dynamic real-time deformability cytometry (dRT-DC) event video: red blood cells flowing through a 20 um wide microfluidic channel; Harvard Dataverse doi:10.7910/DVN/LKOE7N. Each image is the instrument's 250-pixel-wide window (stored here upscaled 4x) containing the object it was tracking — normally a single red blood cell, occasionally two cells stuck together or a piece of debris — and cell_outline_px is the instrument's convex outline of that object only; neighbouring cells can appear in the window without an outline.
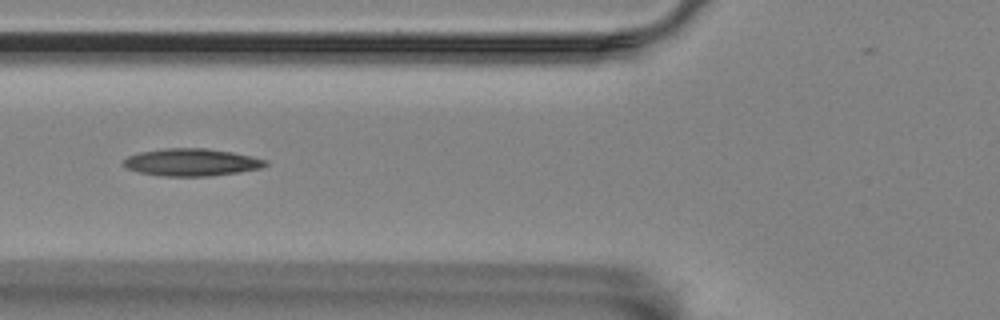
{"species": "Egyptian fruit bat (a non-hibernating species)", "species_latin": "Rousettus aegyptiacus", "temperature_condition": "room temperature", "stored_images_in_passage": 9, "camera_frame_rate_fps": 3000, "um_per_image_px": 0.085, "animal": {"sex": "female"}, "frame": {"image": 1, "passage_image": 7, "time_ms": 6.667, "image_size_px": [1000, 320], "cell_outline_px": [[268, 164], [260, 168], [240, 172], [212, 176], [160, 176], [140, 172], [124, 168], [120, 164], [128, 156], [140, 152], [164, 148], [204, 148], [232, 152], [252, 156], [268, 160]], "centroid_in_image_um": [16.26, 13.8], "position_along_channel_um": 109.5, "area_um2": 22.83}}
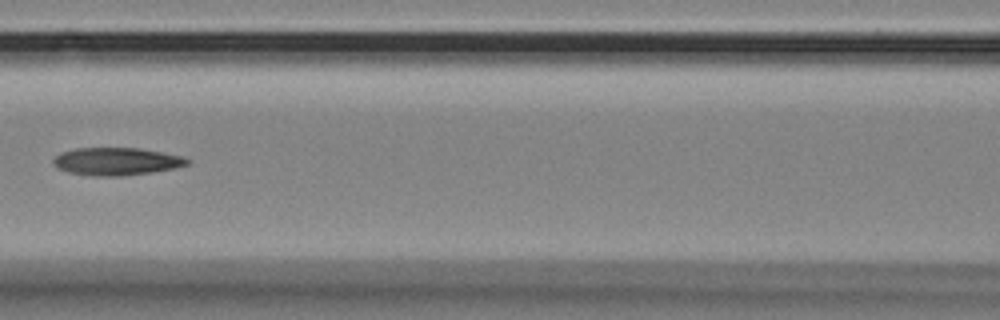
{"frame": {"image": 2, "passage_image": 8, "time_ms": 8.0, "image_size_px": [1000, 320], "cell_outline_px": [[192, 160], [188, 164], [176, 168], [152, 172], [120, 176], [92, 176], [68, 172], [56, 168], [52, 164], [52, 160], [60, 152], [76, 148], [136, 148], [184, 156]], "centroid_in_image_um": [9.88, 13.72], "position_along_channel_um": 156.7, "area_um2": 21.73}}
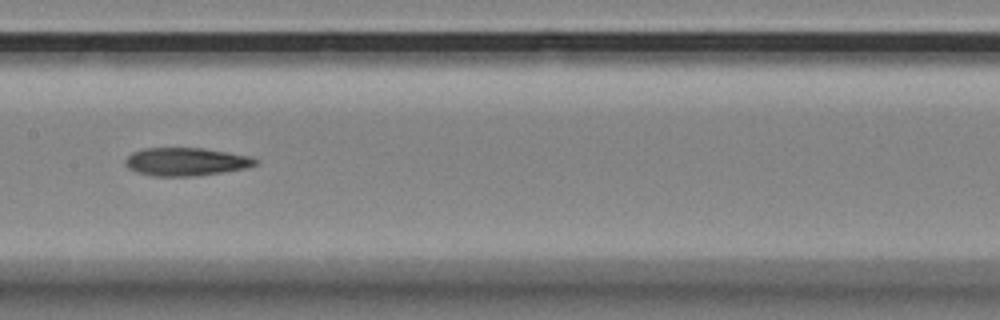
{"frame": {"image": 3, "passage_image": 9, "time_ms": 9.0, "image_size_px": [1000, 320], "cell_outline_px": [[260, 164], [248, 168], [224, 172], [196, 176], [152, 176], [136, 172], [128, 168], [124, 164], [124, 160], [132, 152], [144, 148], [204, 148], [228, 152], [248, 156], [260, 160]], "centroid_in_image_um": [15.83, 13.75], "position_along_channel_um": 191.6, "area_um2": 21.62}}